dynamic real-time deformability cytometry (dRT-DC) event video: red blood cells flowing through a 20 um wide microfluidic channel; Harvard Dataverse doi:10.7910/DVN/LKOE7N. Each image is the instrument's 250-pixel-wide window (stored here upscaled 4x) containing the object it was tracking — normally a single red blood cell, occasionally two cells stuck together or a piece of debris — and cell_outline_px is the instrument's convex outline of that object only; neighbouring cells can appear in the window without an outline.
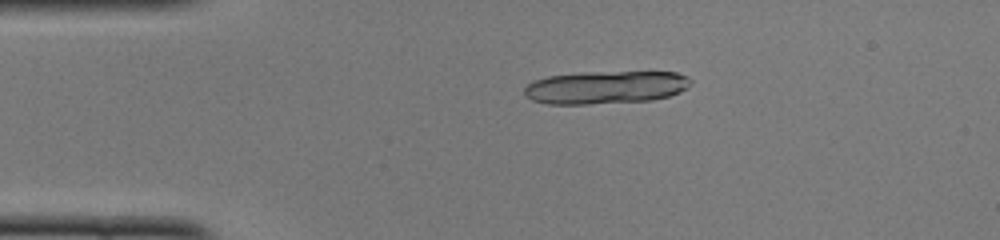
{"species": "common noctule bat (a hibernating species)", "species_latin": "Nyctalus noctula", "temperature_condition": "cold", "stored_images_in_passage": 16, "camera_frame_rate_fps": 3000, "um_per_image_px": 0.085, "animal": {"sex": "female", "body_mass_g": 22.0, "forearm_length_mm": 56.7}, "frame": {"image": 1, "passage_image": 10, "time_ms": 3.0, "image_size_px": [1000, 240], "cell_outline_px": [[692, 84], [680, 92], [668, 96], [652, 100], [588, 104], [548, 104], [532, 100], [524, 92], [524, 88], [528, 84], [536, 80], [548, 76], [580, 72], [676, 72], [688, 76], [692, 80]], "centroid_in_image_um": [51.51, 7.42], "position_along_channel_um": 33.5, "area_um2": 31.96}}